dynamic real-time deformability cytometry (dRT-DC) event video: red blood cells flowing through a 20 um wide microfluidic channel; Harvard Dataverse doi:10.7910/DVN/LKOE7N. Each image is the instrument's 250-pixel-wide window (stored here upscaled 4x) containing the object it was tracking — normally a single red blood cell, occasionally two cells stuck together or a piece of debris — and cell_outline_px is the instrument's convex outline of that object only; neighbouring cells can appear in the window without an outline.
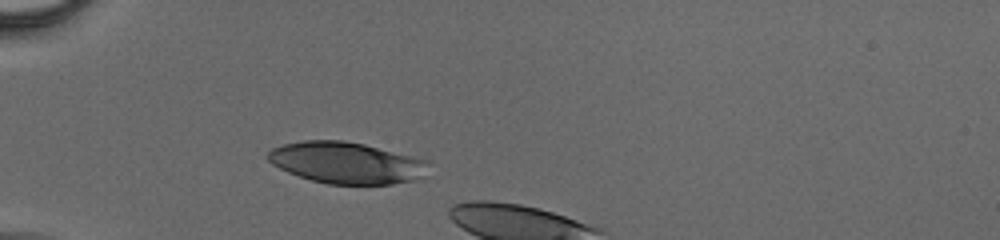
{"species": "human", "species_latin": "Homo sapiens", "temperature_condition": "cold", "stored_images_in_passage": 4, "camera_frame_rate_fps": 3000, "um_per_image_px": 0.085, "donor": {"sex": "male"}, "frame": {"image": 1, "passage_image": 1, "time_ms": 0.0, "image_size_px": [1000, 240], "cell_outline_px": [[428, 160], [424, 176], [416, 180], [392, 184], [328, 184], [312, 180], [288, 172], [272, 164], [268, 160], [268, 152], [272, 148], [284, 144], [304, 140], [344, 140], [364, 144]], "centroid_in_image_um": [29.44, 13.83], "position_along_channel_um": 55.6, "area_um2": 38.67}}